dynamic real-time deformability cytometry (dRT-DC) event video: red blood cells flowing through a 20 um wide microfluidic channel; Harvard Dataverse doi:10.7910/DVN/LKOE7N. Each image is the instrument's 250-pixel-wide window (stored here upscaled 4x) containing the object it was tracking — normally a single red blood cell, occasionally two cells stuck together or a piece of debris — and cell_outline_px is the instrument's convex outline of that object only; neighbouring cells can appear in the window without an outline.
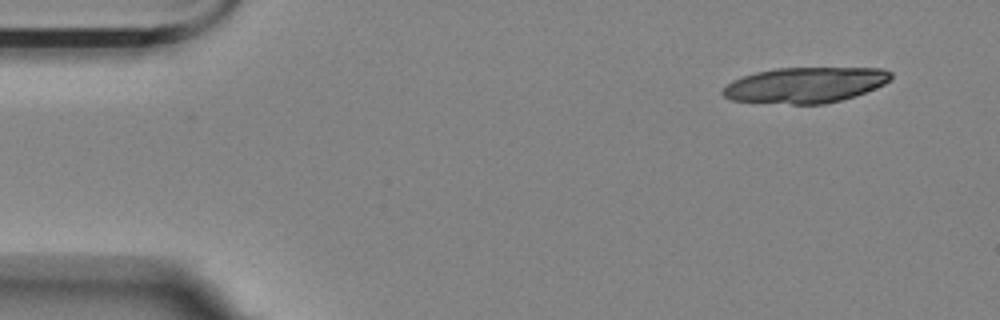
{"species": "Egyptian fruit bat (a non-hibernating species)", "species_latin": "Rousettus aegyptiacus", "temperature_condition": "room temperature", "stored_images_in_passage": 8, "camera_frame_rate_fps": 3000, "um_per_image_px": 0.085, "animal": {"sex": "female"}, "frame": {"image": 1, "passage_image": 1, "time_ms": 0.0, "image_size_px": [1000, 320], "cell_outline_px": [[892, 80], [876, 88], [840, 100], [824, 104], [792, 104], [732, 100], [724, 96], [720, 92], [732, 80], [756, 72], [776, 68], [884, 68], [892, 72]], "centroid_in_image_um": [68.47, 7.22], "position_along_channel_um": 16.5, "area_um2": 34.74}}
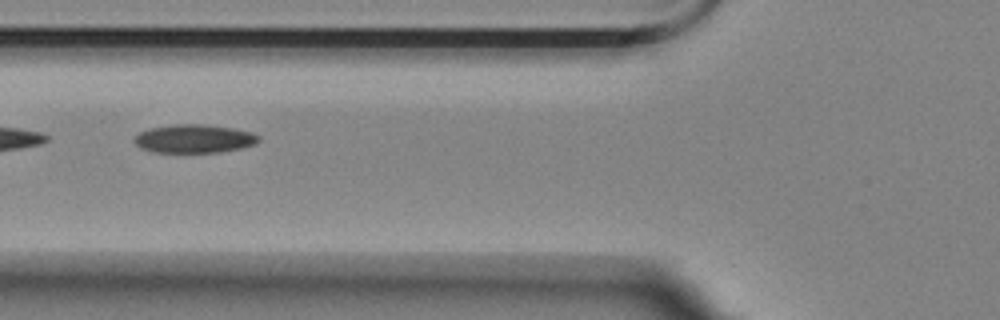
{"frame": {"image": 2, "passage_image": 4, "time_ms": 5.667, "image_size_px": [1000, 320], "cell_outline_px": [[260, 140], [256, 144], [240, 148], [220, 152], [152, 152], [140, 148], [132, 140], [140, 132], [148, 128], [176, 124], [204, 124], [232, 128], [252, 132], [260, 136]], "centroid_in_image_um": [16.5, 11.79], "position_along_channel_um": 109.3, "area_um2": 20.69}}
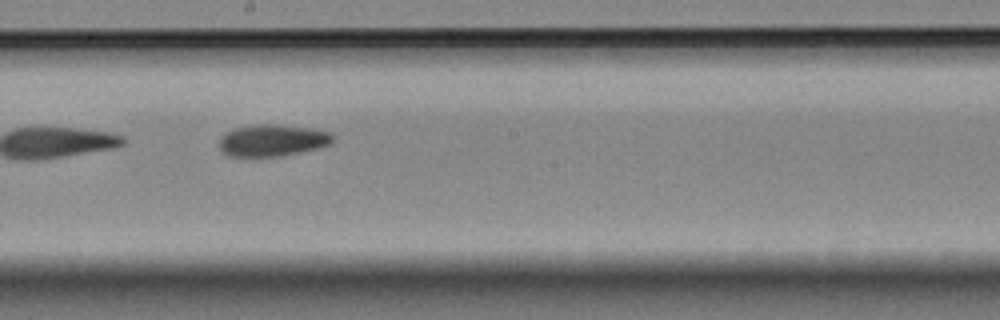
{"frame": {"image": 3, "passage_image": 7, "time_ms": 9.0, "image_size_px": [1000, 320], "cell_outline_px": [[332, 140], [328, 144], [316, 148], [300, 152], [280, 156], [228, 156], [220, 152], [220, 140], [224, 132], [232, 128], [256, 124], [276, 124], [308, 128], [332, 132]], "centroid_in_image_um": [23.08, 11.92], "position_along_channel_um": 225.1, "area_um2": 20.98}}